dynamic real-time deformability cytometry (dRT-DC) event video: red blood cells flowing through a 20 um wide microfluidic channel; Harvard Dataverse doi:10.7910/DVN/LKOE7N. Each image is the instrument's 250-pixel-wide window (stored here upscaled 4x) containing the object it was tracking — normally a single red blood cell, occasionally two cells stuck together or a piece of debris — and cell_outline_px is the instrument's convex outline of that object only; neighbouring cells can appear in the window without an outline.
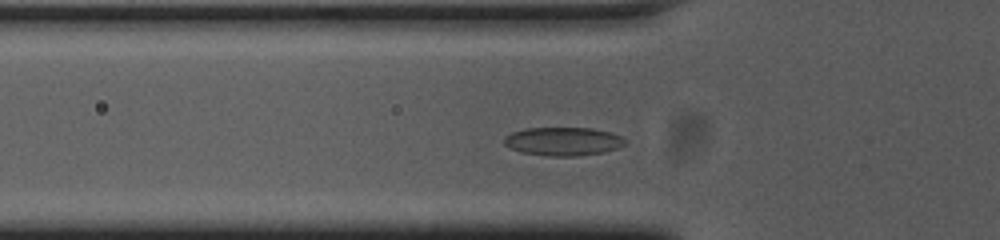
{"species": "common noctule bat (a hibernating species)", "species_latin": "Nyctalus noctula", "temperature_condition": "cold", "stored_images_in_passage": 40, "camera_frame_rate_fps": 3000, "um_per_image_px": 0.085, "animal": {"sex": "female", "body_mass_g": 23.0, "forearm_length_mm": 53.4}, "frame": {"image": 1, "passage_image": 3, "time_ms": 0.667, "image_size_px": [1000, 240], "cell_outline_px": [[628, 144], [604, 152], [576, 156], [552, 156], [520, 152], [504, 144], [504, 136], [512, 132], [524, 128], [592, 128], [624, 136], [628, 140]], "centroid_in_image_um": [47.91, 12.01], "position_along_channel_um": 77.9, "area_um2": 20.17}}
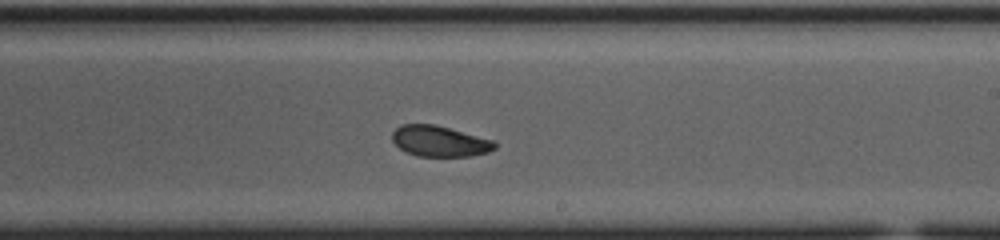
{"frame": {"image": 2, "passage_image": 17, "time_ms": 5.333, "image_size_px": [1000, 240], "cell_outline_px": [[496, 148], [488, 152], [472, 156], [416, 156], [400, 148], [392, 140], [392, 132], [396, 128], [404, 124], [432, 124], [448, 128], [492, 140], [496, 144]], "centroid_in_image_um": [37.35, 12.01], "position_along_channel_um": 251.6, "area_um2": 18.09}}
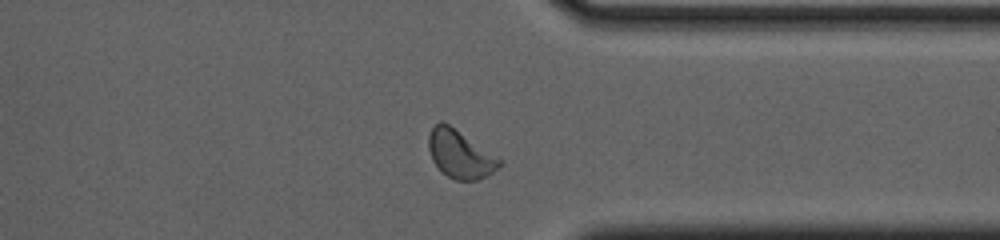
{"frame": {"image": 3, "passage_image": 27, "time_ms": 8.667, "image_size_px": [1000, 240], "cell_outline_px": [[500, 164], [492, 172], [476, 180], [456, 180], [448, 176], [432, 160], [428, 148], [428, 136], [432, 128], [440, 120], [448, 124], [500, 160]], "centroid_in_image_um": [39.03, 13.1], "position_along_channel_um": 372.4, "area_um2": 18.84}, "authors_computed_cell_mechanics": {"area_um2": 19.3341, "velocity_mm_per_s": 3.7243, "shape_relaxation_time_tau1_ms": 3.3606, "shape_relaxation_time_tau2_ms": 2.8051, "deformation_change_tau1": 0.0913, "deformation_change_tau2": 0.0633}}